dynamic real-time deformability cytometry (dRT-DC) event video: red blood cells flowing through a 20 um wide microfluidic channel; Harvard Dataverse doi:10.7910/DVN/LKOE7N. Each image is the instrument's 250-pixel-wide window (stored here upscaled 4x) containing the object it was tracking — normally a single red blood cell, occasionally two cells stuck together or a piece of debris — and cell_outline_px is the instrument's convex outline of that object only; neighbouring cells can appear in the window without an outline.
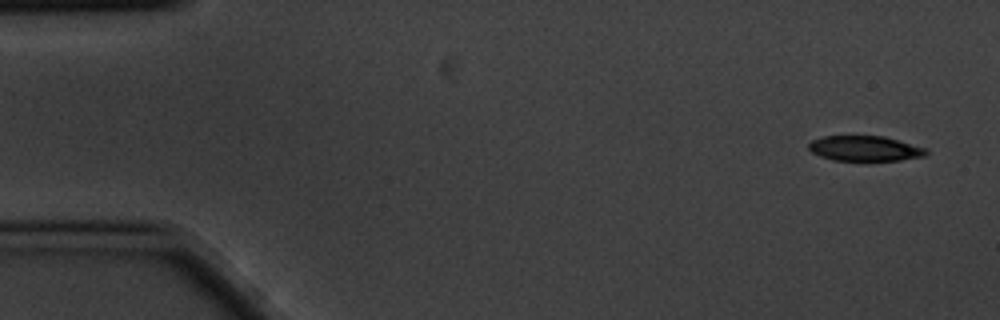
{"species": "common noctule bat (a hibernating species)", "species_latin": "Nyctalus noctula", "temperature_condition": "cold", "stored_images_in_passage": 6, "camera_frame_rate_fps": 3000, "um_per_image_px": 0.085, "animal": {"sex": "male", "body_mass_g": 20.1, "forearm_length_mm": 53.5}, "frame": {"image": 1, "passage_image": 1, "time_ms": 0.0, "image_size_px": [1000, 320], "cell_outline_px": [[928, 152], [924, 156], [900, 160], [832, 160], [820, 156], [812, 152], [808, 148], [808, 144], [812, 140], [824, 136], [884, 136], [928, 148]], "centroid_in_image_um": [73.53, 12.61], "position_along_channel_um": 11.5, "area_um2": 17.22}}
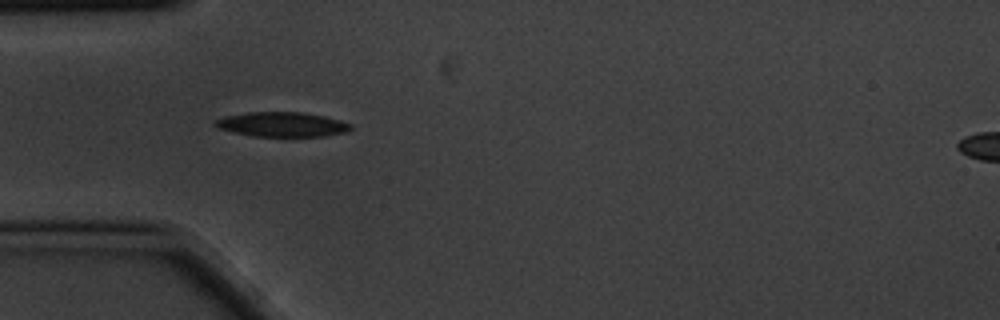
{"frame": {"image": 2, "passage_image": 5, "time_ms": 1.333, "image_size_px": [1000, 320], "cell_outline_px": [[352, 128], [344, 132], [324, 136], [252, 136], [220, 128], [212, 124], [216, 120], [224, 116], [248, 112], [304, 112], [324, 116], [340, 120], [352, 124]], "centroid_in_image_um": [23.99, 10.56], "position_along_channel_um": 61.0, "area_um2": 19.31}}